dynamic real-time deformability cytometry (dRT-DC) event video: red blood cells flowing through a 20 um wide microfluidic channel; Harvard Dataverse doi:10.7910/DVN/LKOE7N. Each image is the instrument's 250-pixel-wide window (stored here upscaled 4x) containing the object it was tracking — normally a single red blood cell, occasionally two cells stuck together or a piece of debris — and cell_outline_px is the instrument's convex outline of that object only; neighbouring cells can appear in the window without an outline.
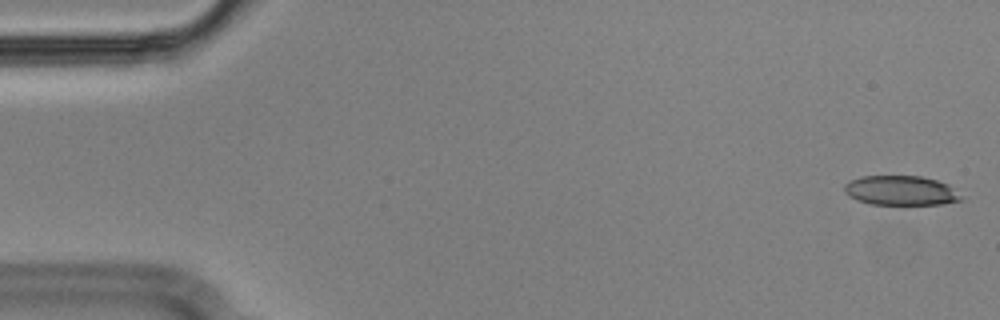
{"species": "Egyptian fruit bat (a non-hibernating species)", "species_latin": "Rousettus aegyptiacus", "temperature_condition": "cold", "stored_images_in_passage": 55, "camera_frame_rate_fps": 3000, "um_per_image_px": 0.085, "animal": {"sex": "male"}, "frame": {"image": 1, "passage_image": 1, "time_ms": 0.0, "image_size_px": [1000, 320], "cell_outline_px": [[964, 200], [940, 204], [868, 204], [856, 200], [848, 196], [844, 192], [844, 184], [860, 176], [920, 176], [936, 180], [948, 184], [964, 196]], "centroid_in_image_um": [76.58, 16.2], "position_along_channel_um": 8.4, "area_um2": 20.29}}
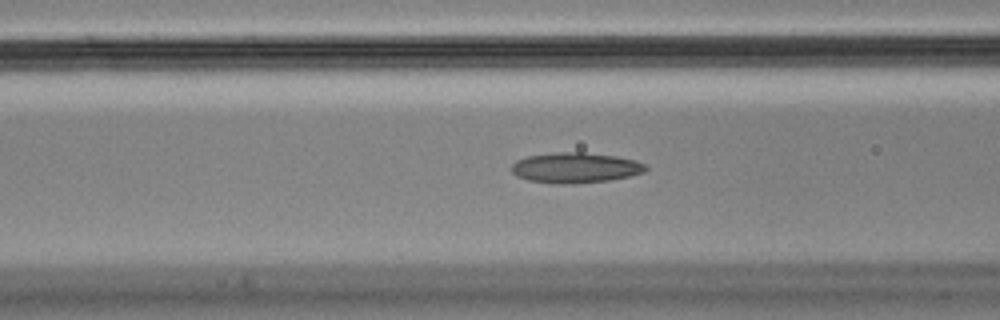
{"frame": {"image": 2, "passage_image": 21, "time_ms": 6.667, "image_size_px": [1000, 320], "cell_outline_px": [[648, 168], [644, 172], [628, 176], [608, 180], [572, 184], [556, 184], [528, 180], [516, 176], [512, 172], [512, 164], [516, 160], [528, 156], [556, 152], [584, 152], [616, 156], [636, 160], [644, 164]], "centroid_in_image_um": [48.89, 14.25], "position_along_channel_um": 117.7, "area_um2": 23.76}}
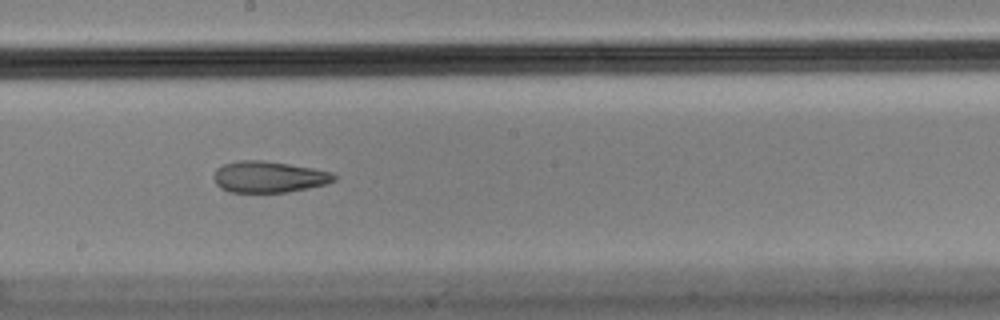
{"frame": {"image": 3, "passage_image": 30, "time_ms": 9.667, "image_size_px": [1000, 320], "cell_outline_px": [[336, 180], [328, 184], [288, 192], [232, 192], [220, 188], [216, 184], [212, 176], [216, 168], [224, 164], [240, 160], [264, 160], [312, 168], [332, 172], [336, 176]], "centroid_in_image_um": [22.84, 15.03], "position_along_channel_um": 225.4, "area_um2": 22.08}, "authors_computed_cell_mechanics": {"area_um2": 22.8888, "velocity_mm_per_s": 3.5796, "shape_relaxation_time_tau1_ms": null, "shape_relaxation_time_tau2_ms": 3.2758, "deformation_change_tau1": null, "deformation_change_tau2": 0.108}}